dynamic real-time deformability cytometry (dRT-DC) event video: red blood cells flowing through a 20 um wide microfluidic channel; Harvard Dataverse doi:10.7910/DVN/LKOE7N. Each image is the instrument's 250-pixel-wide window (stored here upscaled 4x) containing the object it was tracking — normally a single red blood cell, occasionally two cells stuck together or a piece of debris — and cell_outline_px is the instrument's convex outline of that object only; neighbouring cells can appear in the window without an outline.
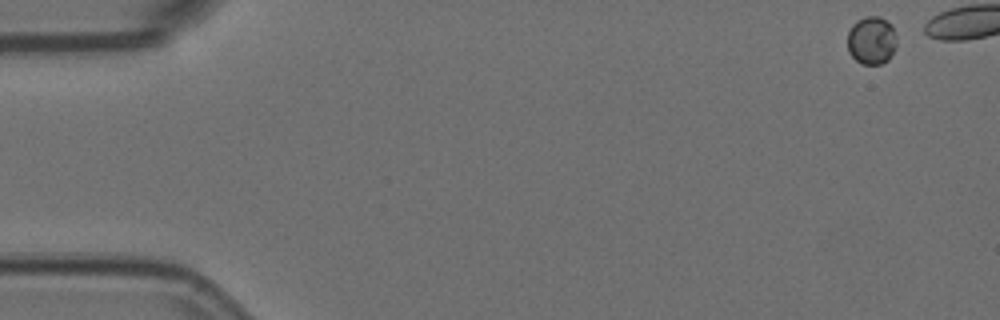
{"species": "Egyptian fruit bat (a non-hibernating species)", "species_latin": "Rousettus aegyptiacus", "temperature_condition": "room temperature", "stored_images_in_passage": 3, "camera_frame_rate_fps": 3000, "um_per_image_px": 0.085, "animal": {"sex": "female"}, "frame": {"image": 1, "passage_image": 1, "time_ms": 0.0, "image_size_px": [1000, 320], "cell_outline_px": [[896, 48], [888, 60], [880, 64], [860, 64], [848, 52], [848, 32], [852, 24], [856, 20], [864, 16], [876, 16], [892, 24], [896, 36]], "centroid_in_image_um": [74.08, 3.43], "position_along_channel_um": 10.9, "area_um2": 13.93}}